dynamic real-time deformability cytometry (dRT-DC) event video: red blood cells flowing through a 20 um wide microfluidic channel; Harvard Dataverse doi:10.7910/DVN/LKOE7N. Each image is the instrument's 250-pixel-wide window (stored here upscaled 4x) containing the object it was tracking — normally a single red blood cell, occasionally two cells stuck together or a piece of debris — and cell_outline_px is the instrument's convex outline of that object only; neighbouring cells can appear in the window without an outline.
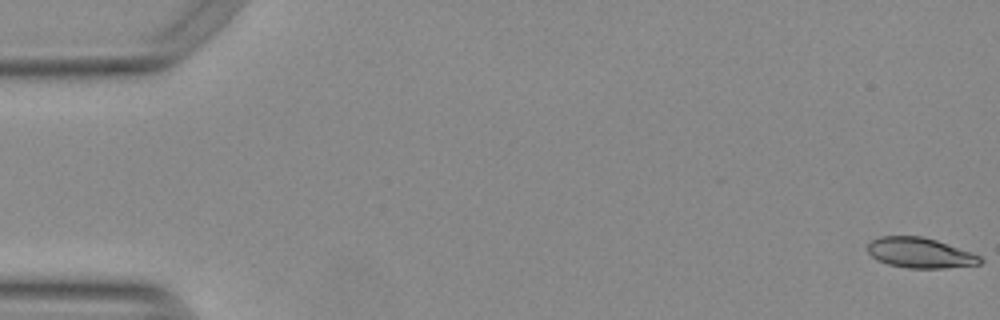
{"species": "Egyptian fruit bat (a non-hibernating species)", "species_latin": "Rousettus aegyptiacus", "temperature_condition": "warm", "stored_images_in_passage": 48, "camera_frame_rate_fps": 3000, "um_per_image_px": 0.085, "animal": {"sex": "female"}, "frame": {"image": 1, "passage_image": 1, "time_ms": 0.0, "image_size_px": [1000, 320], "cell_outline_px": [[984, 260], [980, 264], [944, 268], [908, 268], [888, 264], [876, 260], [868, 252], [868, 244], [872, 240], [880, 236], [920, 236], [936, 240], [972, 252], [980, 256]], "centroid_in_image_um": [78.21, 21.49], "position_along_channel_um": 6.8, "area_um2": 19.83}}
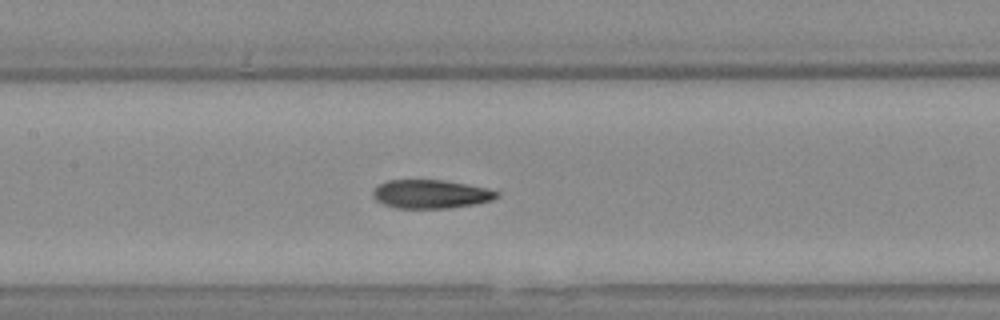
{"frame": {"image": 2, "passage_image": 26, "time_ms": 8.333, "image_size_px": [1000, 320], "cell_outline_px": [[500, 196], [492, 200], [476, 204], [448, 208], [396, 208], [384, 204], [376, 200], [372, 196], [372, 192], [380, 184], [388, 180], [444, 180], [484, 188], [500, 192]], "centroid_in_image_um": [36.62, 16.5], "position_along_channel_um": 170.8, "area_um2": 20.52}}
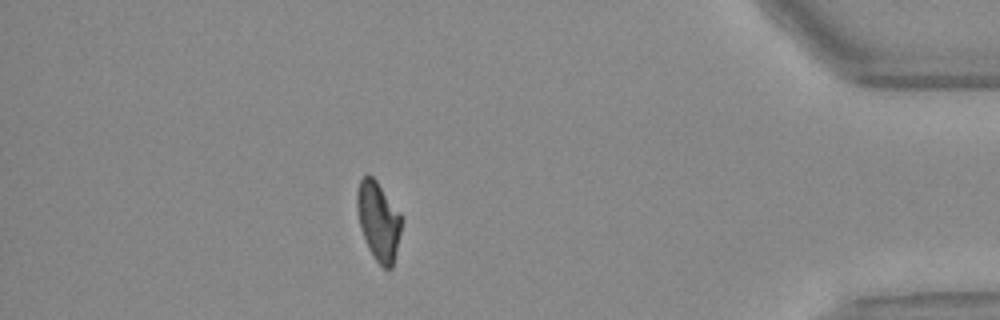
{"frame": {"image": 3, "passage_image": 48, "time_ms": 15.667, "image_size_px": [1000, 320], "cell_outline_px": [[400, 232], [392, 268], [384, 268], [376, 260], [368, 248], [360, 228], [356, 208], [356, 192], [360, 180], [368, 172], [376, 180], [400, 212]], "centroid_in_image_um": [32.13, 18.74], "position_along_channel_um": 403.1, "area_um2": 20.23}, "authors_computed_cell_mechanics": {"area_um2": 20.9814, "velocity_mm_per_s": 3.7885, "shape_relaxation_time_tau1_ms": null, "shape_relaxation_time_tau2_ms": 2.87, "deformation_change_tau1": null, "deformation_change_tau2": 0.0934}}